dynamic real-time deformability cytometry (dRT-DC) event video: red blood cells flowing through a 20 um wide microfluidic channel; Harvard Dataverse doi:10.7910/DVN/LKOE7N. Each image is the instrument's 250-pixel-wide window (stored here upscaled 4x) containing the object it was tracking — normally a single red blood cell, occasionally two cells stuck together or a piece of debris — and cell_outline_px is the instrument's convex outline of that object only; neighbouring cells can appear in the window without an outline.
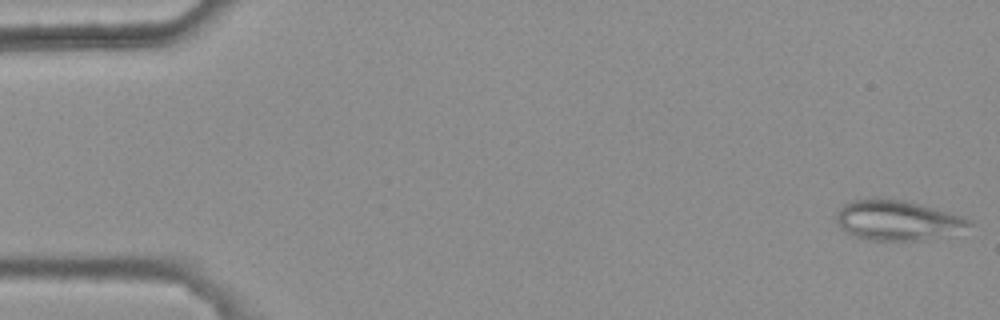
{"species": "common noctule bat (a hibernating species)", "species_latin": "Nyctalus noctula", "temperature_condition": "warm", "stored_images_in_passage": 5, "camera_frame_rate_fps": 3000, "um_per_image_px": 0.085, "animal": {"sex": "female", "body_mass_g": 25.1}, "frame": {"image": 1, "passage_image": 1, "time_ms": 0.0, "image_size_px": [1000, 320], "cell_outline_px": [[972, 224], [948, 236], [932, 240], [868, 240], [844, 232], [840, 228], [836, 220], [836, 216], [840, 208], [844, 204], [852, 200], [880, 196], [904, 200], [920, 204], [964, 216], [972, 220]], "centroid_in_image_um": [76.28, 18.71], "position_along_channel_um": 8.7, "area_um2": 31.56}}